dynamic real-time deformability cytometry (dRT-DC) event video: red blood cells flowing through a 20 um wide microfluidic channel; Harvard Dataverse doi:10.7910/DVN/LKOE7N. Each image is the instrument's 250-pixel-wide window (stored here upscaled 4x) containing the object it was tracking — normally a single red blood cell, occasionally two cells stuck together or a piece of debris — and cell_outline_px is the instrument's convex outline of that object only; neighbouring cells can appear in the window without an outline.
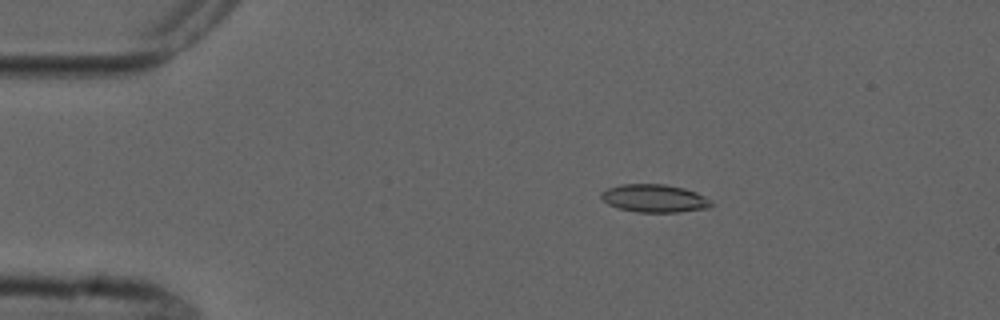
{"species": "common noctule bat (a hibernating species)", "species_latin": "Nyctalus noctula", "temperature_condition": "cold", "stored_images_in_passage": 5, "camera_frame_rate_fps": 3000, "um_per_image_px": 0.085, "animal": {"sex": "male", "forearm_length_mm": 52.5}, "frame": {"image": 1, "passage_image": 2, "time_ms": 2.0, "image_size_px": [1000, 320], "cell_outline_px": [[712, 204], [708, 208], [680, 212], [636, 212], [620, 208], [608, 204], [600, 196], [600, 192], [608, 188], [620, 184], [664, 184], [684, 188], [696, 192], [712, 200]], "centroid_in_image_um": [55.63, 16.85], "position_along_channel_um": 29.4, "area_um2": 17.92}}
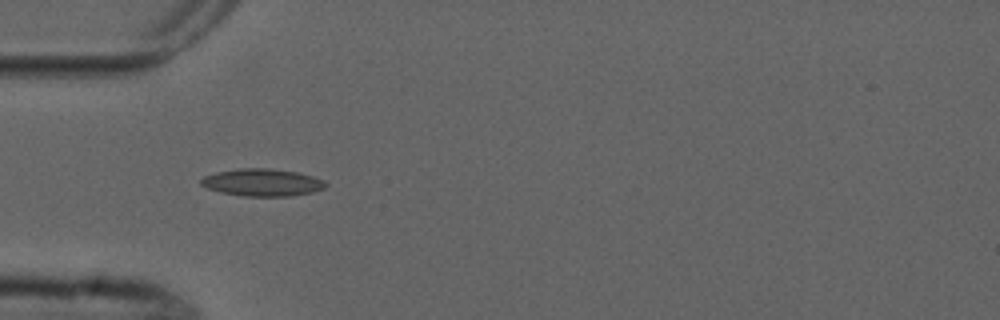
{"frame": {"image": 2, "passage_image": 4, "time_ms": 4.333, "image_size_px": [1000, 320], "cell_outline_px": [[328, 184], [324, 188], [312, 192], [292, 196], [244, 196], [220, 192], [208, 188], [200, 184], [200, 180], [204, 176], [216, 172], [240, 168], [268, 168], [296, 172], [312, 176], [324, 180]], "centroid_in_image_um": [22.29, 15.51], "position_along_channel_um": 62.7, "area_um2": 19.83}}
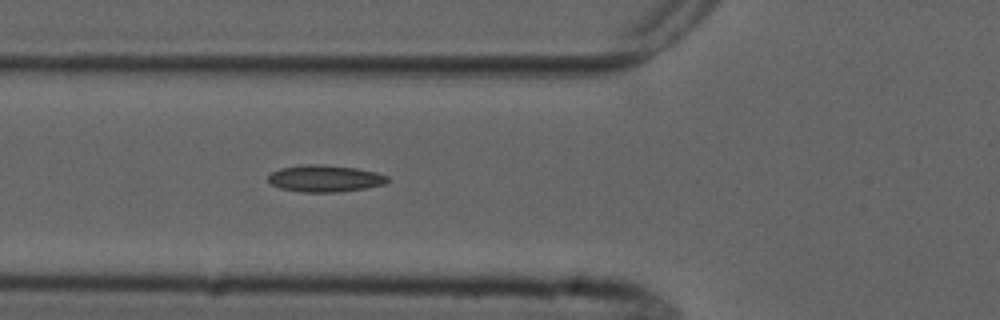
{"frame": {"image": 3, "passage_image": 5, "time_ms": 5.333, "image_size_px": [1000, 320], "cell_outline_px": [[388, 180], [384, 184], [364, 188], [340, 192], [300, 192], [280, 188], [272, 184], [268, 180], [268, 176], [272, 172], [280, 168], [304, 164], [324, 164], [356, 168], [376, 172], [388, 176]], "centroid_in_image_um": [27.6, 15.16], "position_along_channel_um": 98.2, "area_um2": 18.67}}